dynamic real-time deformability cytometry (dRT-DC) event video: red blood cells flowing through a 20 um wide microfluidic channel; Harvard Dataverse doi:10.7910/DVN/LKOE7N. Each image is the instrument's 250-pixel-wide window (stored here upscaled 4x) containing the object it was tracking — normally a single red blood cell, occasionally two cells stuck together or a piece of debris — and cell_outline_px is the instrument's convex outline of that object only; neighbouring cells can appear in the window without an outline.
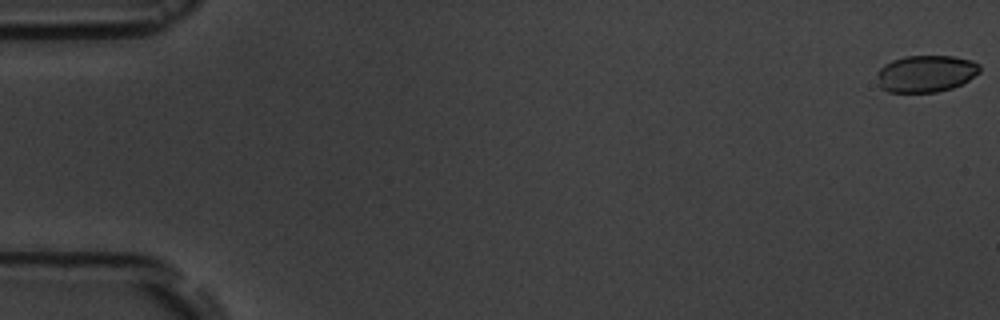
{"species": "common noctule bat (a hibernating species)", "species_latin": "Nyctalus noctula", "temperature_condition": "room temperature", "stored_images_in_passage": 7, "camera_frame_rate_fps": 3000, "um_per_image_px": 0.085, "animal": {"sex": "male", "body_mass_g": 19.5, "forearm_length_mm": 54.6}, "frame": {"image": 1, "passage_image": 1, "time_ms": 0.0, "image_size_px": [1000, 320], "cell_outline_px": [[980, 72], [968, 80], [952, 88], [936, 92], [888, 92], [880, 88], [876, 76], [876, 72], [884, 64], [892, 60], [904, 56], [952, 56], [972, 60], [980, 64]], "centroid_in_image_um": [78.67, 6.25], "position_along_channel_um": 6.3, "area_um2": 22.25}}
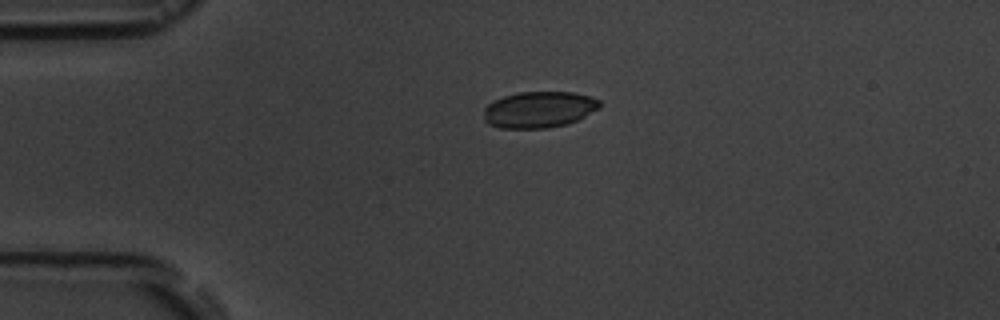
{"frame": {"image": 2, "passage_image": 5, "time_ms": 4.333, "image_size_px": [1000, 320], "cell_outline_px": [[600, 108], [568, 124], [548, 128], [500, 128], [488, 124], [484, 120], [484, 108], [492, 100], [504, 96], [520, 92], [572, 92], [592, 96], [600, 100]], "centroid_in_image_um": [45.81, 9.31], "position_along_channel_um": 39.2, "area_um2": 24.68}}